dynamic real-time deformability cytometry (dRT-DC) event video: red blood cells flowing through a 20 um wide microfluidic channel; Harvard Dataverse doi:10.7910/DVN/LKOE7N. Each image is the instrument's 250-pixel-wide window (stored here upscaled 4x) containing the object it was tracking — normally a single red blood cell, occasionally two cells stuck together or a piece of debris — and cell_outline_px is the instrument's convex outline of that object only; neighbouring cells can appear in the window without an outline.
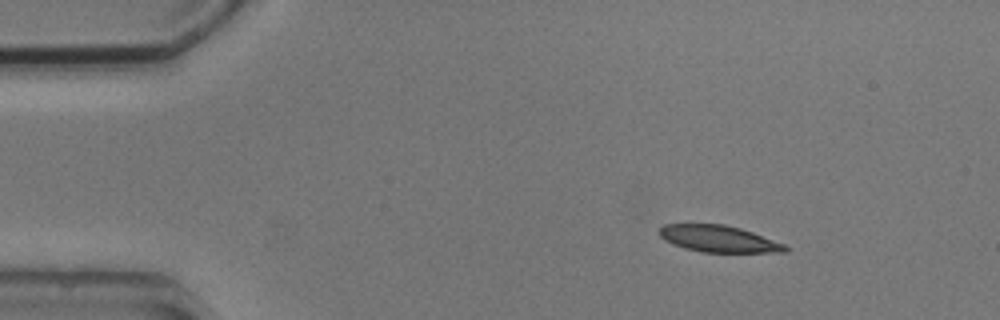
{"species": "common noctule bat (a hibernating species)", "species_latin": "Nyctalus noctula", "temperature_condition": "cold", "stored_images_in_passage": 3, "camera_frame_rate_fps": 3000, "um_per_image_px": 0.085, "animal": {"sex": "male", "body_mass_g": 20.5, "forearm_length_mm": 52.5}, "frame": {"image": 1, "passage_image": 1, "time_ms": 0.0, "image_size_px": [1000, 320], "cell_outline_px": [[788, 252], [700, 252], [684, 248], [672, 244], [664, 240], [656, 232], [664, 224], [724, 224], [740, 228], [752, 232], [784, 244], [788, 248]], "centroid_in_image_um": [61.03, 20.3], "position_along_channel_um": 24.0, "area_um2": 19.59}}